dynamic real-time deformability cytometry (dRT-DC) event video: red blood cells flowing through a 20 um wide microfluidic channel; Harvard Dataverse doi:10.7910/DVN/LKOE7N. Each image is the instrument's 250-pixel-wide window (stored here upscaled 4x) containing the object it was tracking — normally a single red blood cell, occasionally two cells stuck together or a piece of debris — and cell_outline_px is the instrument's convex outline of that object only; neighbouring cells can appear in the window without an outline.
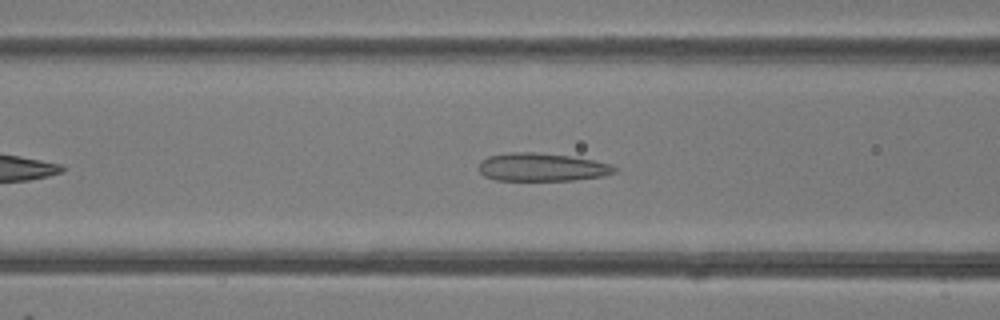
{"species": "common noctule bat (a hibernating species)", "species_latin": "Nyctalus noctula", "temperature_condition": "room temperature", "stored_images_in_passage": 33, "camera_frame_rate_fps": 3000, "um_per_image_px": 0.085, "animal": {"sex": "female"}, "frame": {"image": 1, "passage_image": 10, "time_ms": 3.0, "image_size_px": [1000, 320], "cell_outline_px": [[616, 172], [604, 176], [572, 180], [496, 180], [484, 176], [480, 172], [480, 160], [488, 156], [512, 152], [532, 152], [568, 156], [592, 160], [612, 164], [616, 168]], "centroid_in_image_um": [46.06, 14.21], "position_along_channel_um": 120.5, "area_um2": 22.08}}
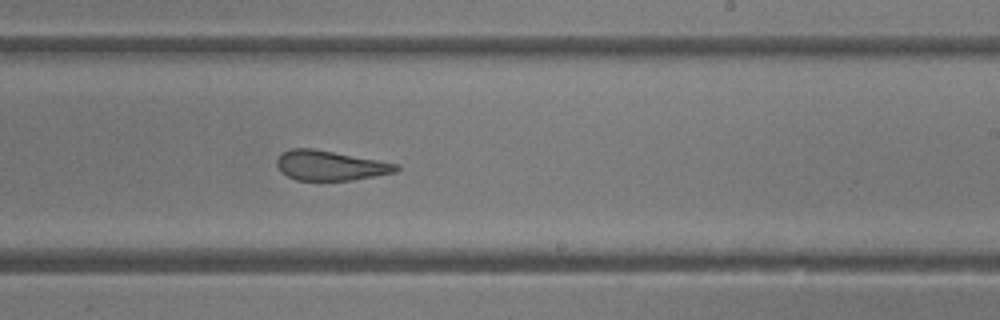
{"frame": {"image": 2, "passage_image": 20, "time_ms": 6.333, "image_size_px": [1000, 320], "cell_outline_px": [[400, 168], [396, 172], [352, 180], [296, 180], [280, 172], [276, 164], [276, 160], [280, 152], [292, 148], [312, 148], [376, 160], [396, 164]], "centroid_in_image_um": [27.99, 14.07], "position_along_channel_um": 261.0, "area_um2": 20.58}}
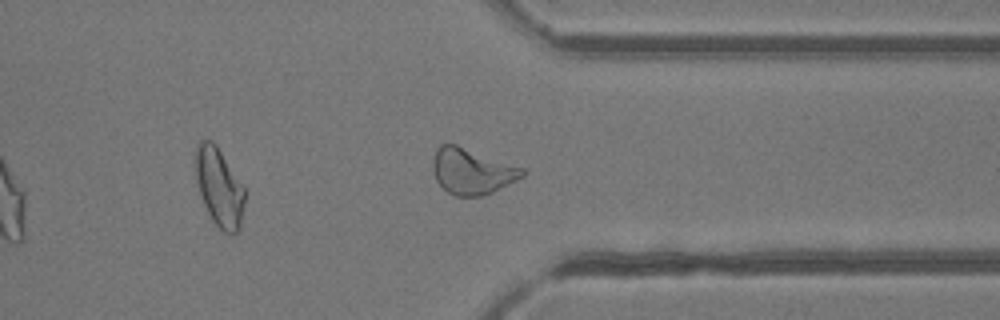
{"frame": {"image": 3, "passage_image": 28, "time_ms": 9.0, "image_size_px": [1000, 320], "cell_outline_px": [[528, 172], [524, 176], [492, 192], [480, 196], [456, 196], [448, 192], [436, 180], [432, 168], [432, 160], [436, 148], [440, 144], [456, 144], [524, 168]], "centroid_in_image_um": [40.1, 14.54], "position_along_channel_um": 371.3, "area_um2": 23.87}, "authors_computed_cell_mechanics": {"area_um2": 22.0796, "velocity_mm_per_s": 4.2128, "shape_relaxation_time_tau1_ms": null, "shape_relaxation_time_tau2_ms": 1.4564, "deformation_change_tau1": null, "deformation_change_tau2": 0.1102}}